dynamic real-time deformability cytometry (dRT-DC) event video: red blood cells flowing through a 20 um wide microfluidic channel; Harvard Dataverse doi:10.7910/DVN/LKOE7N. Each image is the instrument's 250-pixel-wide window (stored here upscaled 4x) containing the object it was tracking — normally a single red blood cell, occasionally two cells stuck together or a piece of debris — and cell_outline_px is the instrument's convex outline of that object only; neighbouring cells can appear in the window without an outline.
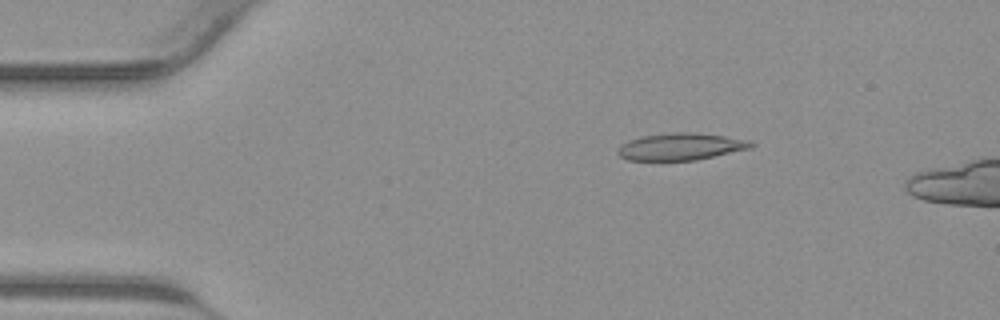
{"species": "common noctule bat (a hibernating species)", "species_latin": "Nyctalus noctula", "temperature_condition": "warm", "stored_images_in_passage": 11, "camera_frame_rate_fps": 3000, "um_per_image_px": 0.085, "animal": {"sex": "male", "body_mass_g": 23.1, "forearm_length_mm": 52.7}, "frame": {"image": 1, "passage_image": 7, "time_ms": 2.0, "image_size_px": [1000, 320], "cell_outline_px": [[756, 144], [752, 148], [696, 160], [628, 160], [620, 156], [616, 152], [620, 144], [640, 136], [672, 132], [696, 132], [752, 140]], "centroid_in_image_um": [57.89, 12.45], "position_along_channel_um": 27.1, "area_um2": 21.21}}